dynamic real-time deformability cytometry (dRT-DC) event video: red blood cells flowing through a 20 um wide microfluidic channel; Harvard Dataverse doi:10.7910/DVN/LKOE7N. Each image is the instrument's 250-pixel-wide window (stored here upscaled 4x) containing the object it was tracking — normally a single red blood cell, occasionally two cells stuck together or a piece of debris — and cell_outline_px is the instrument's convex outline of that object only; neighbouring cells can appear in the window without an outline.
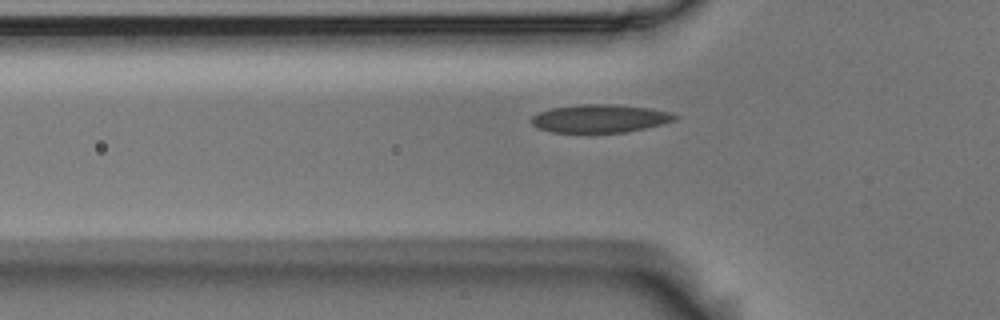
{"species": "Egyptian fruit bat (a non-hibernating species)", "species_latin": "Rousettus aegyptiacus", "temperature_condition": "room temperature", "stored_images_in_passage": 27, "camera_frame_rate_fps": 3000, "um_per_image_px": 0.085, "animal": {"sex": "male"}, "frame": {"image": 1, "passage_image": 8, "time_ms": 2.333, "image_size_px": [1000, 320], "cell_outline_px": [[680, 116], [676, 120], [664, 124], [628, 132], [552, 132], [536, 128], [532, 124], [532, 116], [540, 112], [552, 108], [576, 104], [612, 104], [648, 108], [672, 112]], "centroid_in_image_um": [51.04, 10.07], "position_along_channel_um": 74.8, "area_um2": 23.64}}
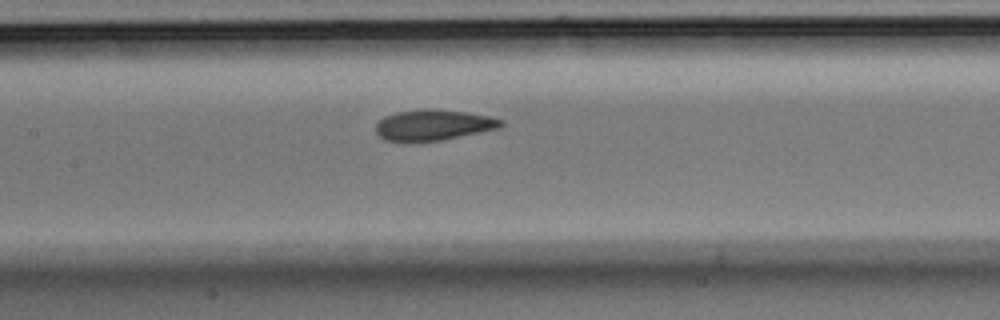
{"frame": {"image": 2, "passage_image": 16, "time_ms": 5.0, "image_size_px": [1000, 320], "cell_outline_px": [[504, 124], [500, 128], [440, 140], [384, 140], [376, 132], [376, 124], [384, 116], [396, 112], [424, 108], [428, 108], [464, 112], [488, 116], [504, 120]], "centroid_in_image_um": [36.85, 10.6], "position_along_channel_um": 170.6, "area_um2": 22.02}}
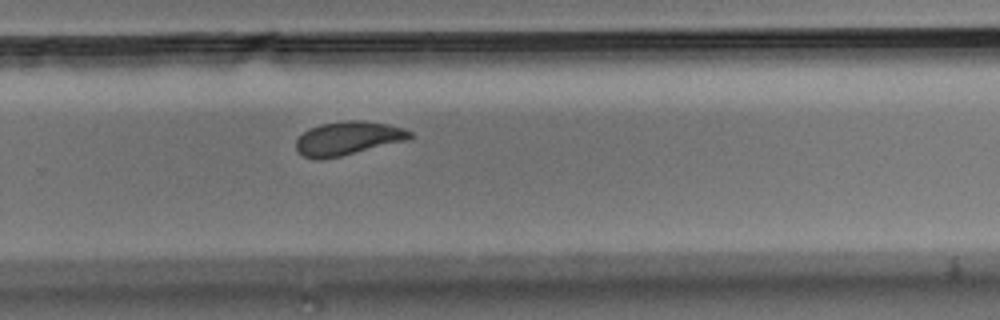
{"frame": {"image": 3, "passage_image": 27, "time_ms": 8.667, "image_size_px": [1000, 320], "cell_outline_px": [[412, 136], [408, 140], [340, 156], [320, 160], [304, 156], [296, 152], [296, 140], [308, 128], [320, 124], [344, 120], [360, 120], [388, 124], [404, 128], [412, 132]], "centroid_in_image_um": [29.56, 11.75], "position_along_channel_um": 300.2, "area_um2": 22.37}}